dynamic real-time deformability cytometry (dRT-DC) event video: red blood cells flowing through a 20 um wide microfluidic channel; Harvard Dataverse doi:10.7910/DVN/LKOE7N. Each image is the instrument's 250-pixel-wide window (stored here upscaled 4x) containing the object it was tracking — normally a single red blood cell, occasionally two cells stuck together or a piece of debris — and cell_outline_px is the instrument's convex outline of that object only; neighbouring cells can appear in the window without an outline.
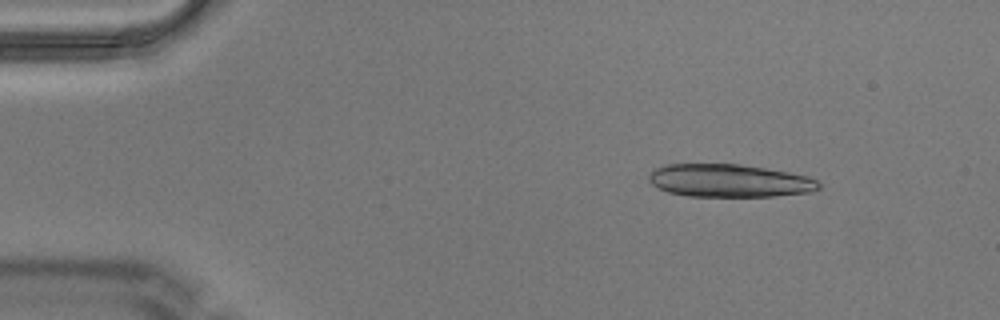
{"species": "Egyptian fruit bat (a non-hibernating species)", "species_latin": "Rousettus aegyptiacus", "temperature_condition": "warm", "stored_images_in_passage": 7, "camera_frame_rate_fps": 3000, "um_per_image_px": 0.085, "animal": {"sex": "male"}, "frame": {"image": 1, "passage_image": 2, "time_ms": 0.333, "image_size_px": [1000, 320], "cell_outline_px": [[820, 188], [812, 192], [776, 196], [688, 196], [668, 192], [656, 188], [648, 180], [648, 176], [656, 168], [664, 164], [740, 164], [788, 172], [808, 176], [816, 180], [820, 184]], "centroid_in_image_um": [61.98, 15.36], "position_along_channel_um": 23.0, "area_um2": 32.66}}